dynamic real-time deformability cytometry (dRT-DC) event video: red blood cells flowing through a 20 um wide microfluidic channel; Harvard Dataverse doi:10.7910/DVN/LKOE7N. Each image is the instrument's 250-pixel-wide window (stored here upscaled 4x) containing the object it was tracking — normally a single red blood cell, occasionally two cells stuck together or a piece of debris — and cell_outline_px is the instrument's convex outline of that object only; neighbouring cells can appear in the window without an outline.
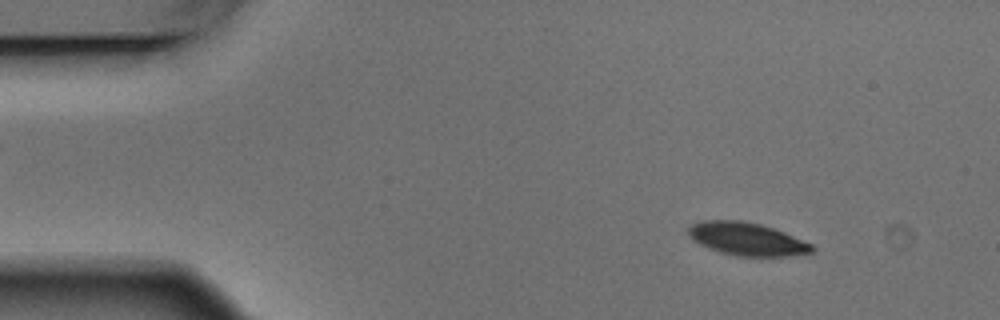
{"species": "Egyptian fruit bat (a non-hibernating species)", "species_latin": "Rousettus aegyptiacus", "temperature_condition": "warm", "stored_images_in_passage": 13, "camera_frame_rate_fps": 3000, "um_per_image_px": 0.085, "animal": {"sex": "male"}, "frame": {"image": 1, "passage_image": 1, "time_ms": 0.0, "image_size_px": [1000, 320], "cell_outline_px": [[816, 248], [812, 252], [788, 256], [736, 256], [720, 252], [700, 244], [692, 240], [688, 236], [688, 228], [692, 224], [704, 220], [744, 220], [760, 224], [784, 232], [812, 244]], "centroid_in_image_um": [63.47, 20.31], "position_along_channel_um": 21.5, "area_um2": 23.7}}
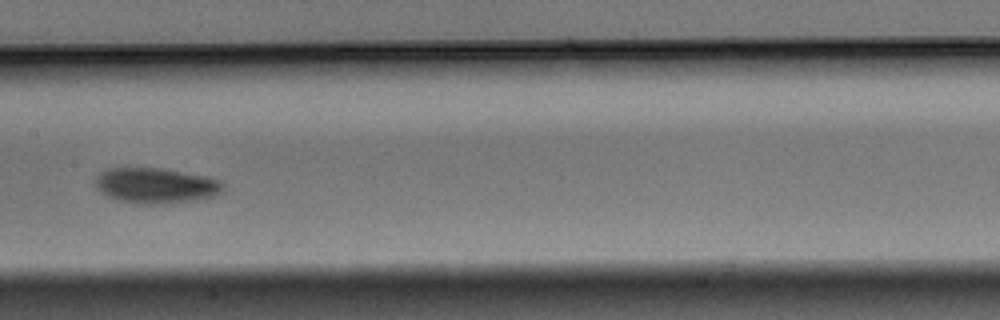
{"frame": {"image": 2, "passage_image": 6, "time_ms": 1.667, "image_size_px": [1000, 320], "cell_outline_px": [[224, 184], [220, 192], [216, 196], [196, 200], [168, 204], [136, 204], [120, 200], [108, 196], [100, 192], [96, 188], [96, 176], [104, 168], [160, 168], [208, 176], [220, 180]], "centroid_in_image_um": [13.25, 15.77], "position_along_channel_um": 194.2, "area_um2": 26.65}}
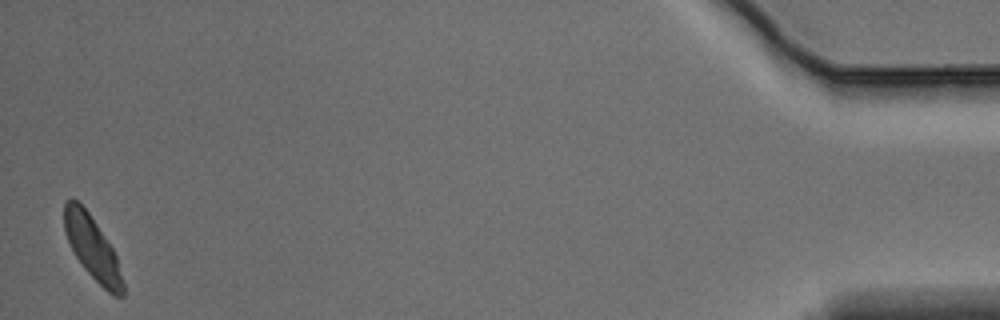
{"frame": {"image": 3, "passage_image": 13, "time_ms": 4.0, "image_size_px": [1000, 320], "cell_outline_px": [[124, 296], [112, 296], [84, 268], [76, 256], [64, 232], [64, 200], [72, 196], [88, 212], [112, 248], [116, 256], [124, 284]], "centroid_in_image_um": [7.83, 21.05], "position_along_channel_um": 427.4, "area_um2": 21.21}}